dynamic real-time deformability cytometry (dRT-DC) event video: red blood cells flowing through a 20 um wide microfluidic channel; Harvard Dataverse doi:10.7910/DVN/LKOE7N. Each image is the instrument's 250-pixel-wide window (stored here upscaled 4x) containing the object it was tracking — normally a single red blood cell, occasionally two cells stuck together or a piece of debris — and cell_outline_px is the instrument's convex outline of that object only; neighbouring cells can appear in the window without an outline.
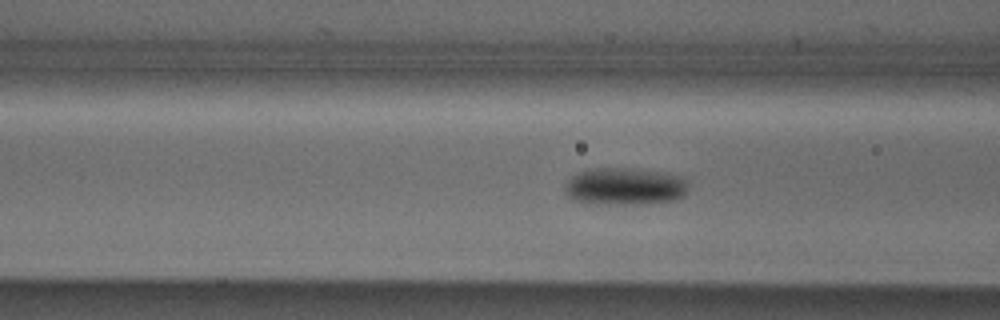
{"species": "Egyptian fruit bat (a non-hibernating species)", "species_latin": "Rousettus aegyptiacus", "temperature_condition": "cold", "stored_images_in_passage": 22, "camera_frame_rate_fps": 3000, "um_per_image_px": 0.085, "animal": {"sex": "male"}, "frame": {"image": 1, "passage_image": 13, "time_ms": 4.0, "image_size_px": [1000, 320], "cell_outline_px": [[688, 188], [684, 196], [672, 200], [632, 204], [600, 204], [572, 200], [564, 192], [564, 188], [568, 180], [576, 172], [588, 168], [624, 168], [664, 172], [684, 176], [688, 184]], "centroid_in_image_um": [53.09, 15.83], "position_along_channel_um": 113.5, "area_um2": 27.05}}
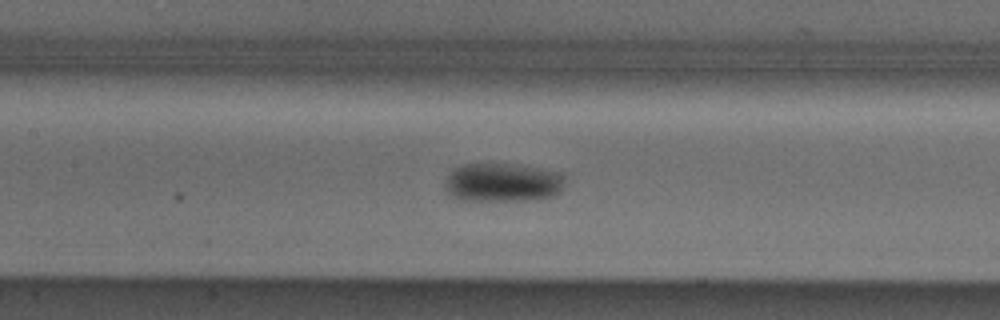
{"frame": {"image": 2, "passage_image": 17, "time_ms": 5.333, "image_size_px": [1000, 320], "cell_outline_px": [[564, 184], [560, 192], [556, 196], [532, 200], [464, 200], [452, 196], [444, 188], [444, 180], [452, 168], [464, 164], [508, 164], [536, 168], [560, 172]], "centroid_in_image_um": [42.69, 15.52], "position_along_channel_um": 164.7, "area_um2": 27.11}}
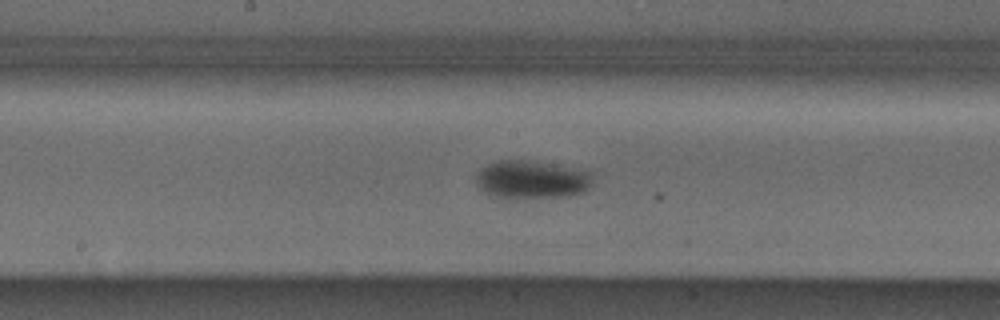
{"frame": {"image": 3, "passage_image": 20, "time_ms": 6.333, "image_size_px": [1000, 320], "cell_outline_px": [[592, 184], [584, 192], [568, 196], [492, 196], [484, 192], [476, 184], [476, 176], [480, 168], [496, 160], [524, 160], [552, 164], [592, 172]], "centroid_in_image_um": [45.18, 15.23], "position_along_channel_um": 203.0, "area_um2": 25.37}}